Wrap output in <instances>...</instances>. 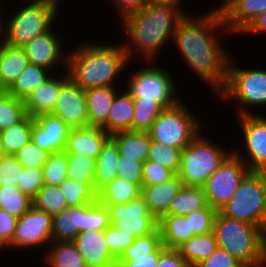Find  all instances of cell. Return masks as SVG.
I'll list each match as a JSON object with an SVG mask.
<instances>
[{"label": "cell", "mask_w": 266, "mask_h": 267, "mask_svg": "<svg viewBox=\"0 0 266 267\" xmlns=\"http://www.w3.org/2000/svg\"><path fill=\"white\" fill-rule=\"evenodd\" d=\"M191 16L186 14L179 21L172 41L186 64L219 94L226 84L231 56L221 44L217 30H229L218 7L206 15Z\"/></svg>", "instance_id": "1"}, {"label": "cell", "mask_w": 266, "mask_h": 267, "mask_svg": "<svg viewBox=\"0 0 266 267\" xmlns=\"http://www.w3.org/2000/svg\"><path fill=\"white\" fill-rule=\"evenodd\" d=\"M180 10L171 5L149 2L138 12L123 18L122 25L130 43L127 41L122 45L129 61L135 51L148 61L162 50L166 41L173 38L179 21L186 15Z\"/></svg>", "instance_id": "2"}, {"label": "cell", "mask_w": 266, "mask_h": 267, "mask_svg": "<svg viewBox=\"0 0 266 267\" xmlns=\"http://www.w3.org/2000/svg\"><path fill=\"white\" fill-rule=\"evenodd\" d=\"M69 78L83 90L115 85L119 73L129 64L122 45L85 44L69 51Z\"/></svg>", "instance_id": "3"}, {"label": "cell", "mask_w": 266, "mask_h": 267, "mask_svg": "<svg viewBox=\"0 0 266 267\" xmlns=\"http://www.w3.org/2000/svg\"><path fill=\"white\" fill-rule=\"evenodd\" d=\"M213 232L217 247L229 252L245 267H263L266 232L217 212Z\"/></svg>", "instance_id": "4"}, {"label": "cell", "mask_w": 266, "mask_h": 267, "mask_svg": "<svg viewBox=\"0 0 266 267\" xmlns=\"http://www.w3.org/2000/svg\"><path fill=\"white\" fill-rule=\"evenodd\" d=\"M218 212L266 232V172L250 171Z\"/></svg>", "instance_id": "5"}, {"label": "cell", "mask_w": 266, "mask_h": 267, "mask_svg": "<svg viewBox=\"0 0 266 267\" xmlns=\"http://www.w3.org/2000/svg\"><path fill=\"white\" fill-rule=\"evenodd\" d=\"M200 133L181 151L178 177L185 186L202 187L231 153Z\"/></svg>", "instance_id": "6"}, {"label": "cell", "mask_w": 266, "mask_h": 267, "mask_svg": "<svg viewBox=\"0 0 266 267\" xmlns=\"http://www.w3.org/2000/svg\"><path fill=\"white\" fill-rule=\"evenodd\" d=\"M28 5L11 16L6 25V43L22 47L52 29L59 4L50 0H26Z\"/></svg>", "instance_id": "7"}, {"label": "cell", "mask_w": 266, "mask_h": 267, "mask_svg": "<svg viewBox=\"0 0 266 267\" xmlns=\"http://www.w3.org/2000/svg\"><path fill=\"white\" fill-rule=\"evenodd\" d=\"M182 101L164 109L148 131L151 140L183 150L199 134L201 122Z\"/></svg>", "instance_id": "8"}, {"label": "cell", "mask_w": 266, "mask_h": 267, "mask_svg": "<svg viewBox=\"0 0 266 267\" xmlns=\"http://www.w3.org/2000/svg\"><path fill=\"white\" fill-rule=\"evenodd\" d=\"M110 225L109 212L98 201L78 207H67L52 216V241L73 242L81 231L105 230Z\"/></svg>", "instance_id": "9"}, {"label": "cell", "mask_w": 266, "mask_h": 267, "mask_svg": "<svg viewBox=\"0 0 266 267\" xmlns=\"http://www.w3.org/2000/svg\"><path fill=\"white\" fill-rule=\"evenodd\" d=\"M233 62L231 57L226 84L218 96L235 99L240 106L238 116L255 114L248 112L247 107L266 104V70L238 69L237 66L234 67Z\"/></svg>", "instance_id": "10"}, {"label": "cell", "mask_w": 266, "mask_h": 267, "mask_svg": "<svg viewBox=\"0 0 266 267\" xmlns=\"http://www.w3.org/2000/svg\"><path fill=\"white\" fill-rule=\"evenodd\" d=\"M173 79L167 70L148 66L133 73L125 89L133 99L156 101L167 109L176 106L182 100L177 97Z\"/></svg>", "instance_id": "11"}, {"label": "cell", "mask_w": 266, "mask_h": 267, "mask_svg": "<svg viewBox=\"0 0 266 267\" xmlns=\"http://www.w3.org/2000/svg\"><path fill=\"white\" fill-rule=\"evenodd\" d=\"M241 155L239 150H232L202 186L208 205L216 211L233 197L241 181L250 172Z\"/></svg>", "instance_id": "12"}, {"label": "cell", "mask_w": 266, "mask_h": 267, "mask_svg": "<svg viewBox=\"0 0 266 267\" xmlns=\"http://www.w3.org/2000/svg\"><path fill=\"white\" fill-rule=\"evenodd\" d=\"M109 212L110 225L134 238L148 235L158 228V220L150 213L140 195L126 204H102Z\"/></svg>", "instance_id": "13"}, {"label": "cell", "mask_w": 266, "mask_h": 267, "mask_svg": "<svg viewBox=\"0 0 266 267\" xmlns=\"http://www.w3.org/2000/svg\"><path fill=\"white\" fill-rule=\"evenodd\" d=\"M52 242V216L33 206L17 219L15 234L9 247L29 248Z\"/></svg>", "instance_id": "14"}, {"label": "cell", "mask_w": 266, "mask_h": 267, "mask_svg": "<svg viewBox=\"0 0 266 267\" xmlns=\"http://www.w3.org/2000/svg\"><path fill=\"white\" fill-rule=\"evenodd\" d=\"M51 114L62 119L71 129L89 127L85 90L69 78L60 87Z\"/></svg>", "instance_id": "15"}, {"label": "cell", "mask_w": 266, "mask_h": 267, "mask_svg": "<svg viewBox=\"0 0 266 267\" xmlns=\"http://www.w3.org/2000/svg\"><path fill=\"white\" fill-rule=\"evenodd\" d=\"M240 117L245 149L250 171L266 172V117L262 114H248Z\"/></svg>", "instance_id": "16"}, {"label": "cell", "mask_w": 266, "mask_h": 267, "mask_svg": "<svg viewBox=\"0 0 266 267\" xmlns=\"http://www.w3.org/2000/svg\"><path fill=\"white\" fill-rule=\"evenodd\" d=\"M71 128L53 114L34 118L31 141L39 148L51 153L65 151Z\"/></svg>", "instance_id": "17"}, {"label": "cell", "mask_w": 266, "mask_h": 267, "mask_svg": "<svg viewBox=\"0 0 266 267\" xmlns=\"http://www.w3.org/2000/svg\"><path fill=\"white\" fill-rule=\"evenodd\" d=\"M58 38L56 33L50 29L46 33L36 36L23 45L22 47L29 62L36 66L46 68L47 70L54 69L55 64L59 65L62 62V65L66 68L68 54L65 55V53H63V45L60 38Z\"/></svg>", "instance_id": "18"}, {"label": "cell", "mask_w": 266, "mask_h": 267, "mask_svg": "<svg viewBox=\"0 0 266 267\" xmlns=\"http://www.w3.org/2000/svg\"><path fill=\"white\" fill-rule=\"evenodd\" d=\"M87 267H116L106 243L104 230L81 231L73 241Z\"/></svg>", "instance_id": "19"}, {"label": "cell", "mask_w": 266, "mask_h": 267, "mask_svg": "<svg viewBox=\"0 0 266 267\" xmlns=\"http://www.w3.org/2000/svg\"><path fill=\"white\" fill-rule=\"evenodd\" d=\"M224 23L230 33L242 31L266 10V0H224L219 6Z\"/></svg>", "instance_id": "20"}, {"label": "cell", "mask_w": 266, "mask_h": 267, "mask_svg": "<svg viewBox=\"0 0 266 267\" xmlns=\"http://www.w3.org/2000/svg\"><path fill=\"white\" fill-rule=\"evenodd\" d=\"M111 138L103 128L85 127L71 129L66 154H79L96 160L103 146Z\"/></svg>", "instance_id": "21"}, {"label": "cell", "mask_w": 266, "mask_h": 267, "mask_svg": "<svg viewBox=\"0 0 266 267\" xmlns=\"http://www.w3.org/2000/svg\"><path fill=\"white\" fill-rule=\"evenodd\" d=\"M63 72L65 75L58 78L51 76L24 99L25 111L30 117L35 118L53 112L60 87L69 79L68 72Z\"/></svg>", "instance_id": "22"}, {"label": "cell", "mask_w": 266, "mask_h": 267, "mask_svg": "<svg viewBox=\"0 0 266 267\" xmlns=\"http://www.w3.org/2000/svg\"><path fill=\"white\" fill-rule=\"evenodd\" d=\"M182 186V181L176 174L170 180L160 184L142 185L141 196L148 205L150 213L159 220L168 212L171 201Z\"/></svg>", "instance_id": "23"}, {"label": "cell", "mask_w": 266, "mask_h": 267, "mask_svg": "<svg viewBox=\"0 0 266 267\" xmlns=\"http://www.w3.org/2000/svg\"><path fill=\"white\" fill-rule=\"evenodd\" d=\"M116 90L114 86L85 90L89 127L103 128L106 131L107 116L118 94Z\"/></svg>", "instance_id": "24"}, {"label": "cell", "mask_w": 266, "mask_h": 267, "mask_svg": "<svg viewBox=\"0 0 266 267\" xmlns=\"http://www.w3.org/2000/svg\"><path fill=\"white\" fill-rule=\"evenodd\" d=\"M29 63L23 47L0 46V91H7Z\"/></svg>", "instance_id": "25"}, {"label": "cell", "mask_w": 266, "mask_h": 267, "mask_svg": "<svg viewBox=\"0 0 266 267\" xmlns=\"http://www.w3.org/2000/svg\"><path fill=\"white\" fill-rule=\"evenodd\" d=\"M111 139L118 148L119 155L140 162L148 160L151 137L144 131H121L111 134Z\"/></svg>", "instance_id": "26"}, {"label": "cell", "mask_w": 266, "mask_h": 267, "mask_svg": "<svg viewBox=\"0 0 266 267\" xmlns=\"http://www.w3.org/2000/svg\"><path fill=\"white\" fill-rule=\"evenodd\" d=\"M158 228L162 244L169 249H177L195 235L184 215H164L158 220Z\"/></svg>", "instance_id": "27"}, {"label": "cell", "mask_w": 266, "mask_h": 267, "mask_svg": "<svg viewBox=\"0 0 266 267\" xmlns=\"http://www.w3.org/2000/svg\"><path fill=\"white\" fill-rule=\"evenodd\" d=\"M120 94L119 91L107 116L106 132L110 135L132 130L134 99L127 91Z\"/></svg>", "instance_id": "28"}, {"label": "cell", "mask_w": 266, "mask_h": 267, "mask_svg": "<svg viewBox=\"0 0 266 267\" xmlns=\"http://www.w3.org/2000/svg\"><path fill=\"white\" fill-rule=\"evenodd\" d=\"M118 158L119 152L117 145L110 138L95 160L94 190L96 192L117 178L116 164Z\"/></svg>", "instance_id": "29"}, {"label": "cell", "mask_w": 266, "mask_h": 267, "mask_svg": "<svg viewBox=\"0 0 266 267\" xmlns=\"http://www.w3.org/2000/svg\"><path fill=\"white\" fill-rule=\"evenodd\" d=\"M207 198L203 187L183 185L171 201L165 215H187L193 211L206 208Z\"/></svg>", "instance_id": "30"}, {"label": "cell", "mask_w": 266, "mask_h": 267, "mask_svg": "<svg viewBox=\"0 0 266 267\" xmlns=\"http://www.w3.org/2000/svg\"><path fill=\"white\" fill-rule=\"evenodd\" d=\"M216 249L217 241L213 231L194 235L177 248L190 267H194L202 260L208 258Z\"/></svg>", "instance_id": "31"}, {"label": "cell", "mask_w": 266, "mask_h": 267, "mask_svg": "<svg viewBox=\"0 0 266 267\" xmlns=\"http://www.w3.org/2000/svg\"><path fill=\"white\" fill-rule=\"evenodd\" d=\"M141 195V188L132 182L115 178L97 192L101 204H126Z\"/></svg>", "instance_id": "32"}, {"label": "cell", "mask_w": 266, "mask_h": 267, "mask_svg": "<svg viewBox=\"0 0 266 267\" xmlns=\"http://www.w3.org/2000/svg\"><path fill=\"white\" fill-rule=\"evenodd\" d=\"M51 76L50 71L46 68L29 63L7 92L15 98L24 100Z\"/></svg>", "instance_id": "33"}, {"label": "cell", "mask_w": 266, "mask_h": 267, "mask_svg": "<svg viewBox=\"0 0 266 267\" xmlns=\"http://www.w3.org/2000/svg\"><path fill=\"white\" fill-rule=\"evenodd\" d=\"M52 244V246H51ZM52 249L45 253L47 266L50 267H87L85 259L79 253L74 242H56L50 243Z\"/></svg>", "instance_id": "34"}, {"label": "cell", "mask_w": 266, "mask_h": 267, "mask_svg": "<svg viewBox=\"0 0 266 267\" xmlns=\"http://www.w3.org/2000/svg\"><path fill=\"white\" fill-rule=\"evenodd\" d=\"M34 118L28 114L18 123L0 131L5 155H14L31 140Z\"/></svg>", "instance_id": "35"}, {"label": "cell", "mask_w": 266, "mask_h": 267, "mask_svg": "<svg viewBox=\"0 0 266 267\" xmlns=\"http://www.w3.org/2000/svg\"><path fill=\"white\" fill-rule=\"evenodd\" d=\"M31 207L32 199L24 194L18 186H0V209L6 210L16 218H20Z\"/></svg>", "instance_id": "36"}, {"label": "cell", "mask_w": 266, "mask_h": 267, "mask_svg": "<svg viewBox=\"0 0 266 267\" xmlns=\"http://www.w3.org/2000/svg\"><path fill=\"white\" fill-rule=\"evenodd\" d=\"M32 206L51 216L61 213L68 205L59 186L44 185L32 198Z\"/></svg>", "instance_id": "37"}, {"label": "cell", "mask_w": 266, "mask_h": 267, "mask_svg": "<svg viewBox=\"0 0 266 267\" xmlns=\"http://www.w3.org/2000/svg\"><path fill=\"white\" fill-rule=\"evenodd\" d=\"M59 188L68 207L84 206L97 201V192L88 183L66 178Z\"/></svg>", "instance_id": "38"}, {"label": "cell", "mask_w": 266, "mask_h": 267, "mask_svg": "<svg viewBox=\"0 0 266 267\" xmlns=\"http://www.w3.org/2000/svg\"><path fill=\"white\" fill-rule=\"evenodd\" d=\"M26 115L24 100L0 91V131L20 122Z\"/></svg>", "instance_id": "39"}, {"label": "cell", "mask_w": 266, "mask_h": 267, "mask_svg": "<svg viewBox=\"0 0 266 267\" xmlns=\"http://www.w3.org/2000/svg\"><path fill=\"white\" fill-rule=\"evenodd\" d=\"M95 159L79 154H67V178L88 183L94 189Z\"/></svg>", "instance_id": "40"}, {"label": "cell", "mask_w": 266, "mask_h": 267, "mask_svg": "<svg viewBox=\"0 0 266 267\" xmlns=\"http://www.w3.org/2000/svg\"><path fill=\"white\" fill-rule=\"evenodd\" d=\"M164 108L156 101L134 99L132 131L148 132Z\"/></svg>", "instance_id": "41"}, {"label": "cell", "mask_w": 266, "mask_h": 267, "mask_svg": "<svg viewBox=\"0 0 266 267\" xmlns=\"http://www.w3.org/2000/svg\"><path fill=\"white\" fill-rule=\"evenodd\" d=\"M181 149L163 145L161 142L151 140L148 160L159 163L178 174L180 169Z\"/></svg>", "instance_id": "42"}, {"label": "cell", "mask_w": 266, "mask_h": 267, "mask_svg": "<svg viewBox=\"0 0 266 267\" xmlns=\"http://www.w3.org/2000/svg\"><path fill=\"white\" fill-rule=\"evenodd\" d=\"M67 178V154L65 151L51 153L43 166L46 186H59Z\"/></svg>", "instance_id": "43"}, {"label": "cell", "mask_w": 266, "mask_h": 267, "mask_svg": "<svg viewBox=\"0 0 266 267\" xmlns=\"http://www.w3.org/2000/svg\"><path fill=\"white\" fill-rule=\"evenodd\" d=\"M162 245L159 228L154 232L134 239L127 249L119 257H141L154 253Z\"/></svg>", "instance_id": "44"}, {"label": "cell", "mask_w": 266, "mask_h": 267, "mask_svg": "<svg viewBox=\"0 0 266 267\" xmlns=\"http://www.w3.org/2000/svg\"><path fill=\"white\" fill-rule=\"evenodd\" d=\"M217 212L208 205L206 208L185 215L186 218H189L190 232L195 235L212 232Z\"/></svg>", "instance_id": "45"}, {"label": "cell", "mask_w": 266, "mask_h": 267, "mask_svg": "<svg viewBox=\"0 0 266 267\" xmlns=\"http://www.w3.org/2000/svg\"><path fill=\"white\" fill-rule=\"evenodd\" d=\"M49 154V152L39 148L30 140L14 154V157L24 168H43L44 164L47 162Z\"/></svg>", "instance_id": "46"}, {"label": "cell", "mask_w": 266, "mask_h": 267, "mask_svg": "<svg viewBox=\"0 0 266 267\" xmlns=\"http://www.w3.org/2000/svg\"><path fill=\"white\" fill-rule=\"evenodd\" d=\"M17 186L32 199L44 186L43 168L23 167L20 182L17 183Z\"/></svg>", "instance_id": "47"}, {"label": "cell", "mask_w": 266, "mask_h": 267, "mask_svg": "<svg viewBox=\"0 0 266 267\" xmlns=\"http://www.w3.org/2000/svg\"><path fill=\"white\" fill-rule=\"evenodd\" d=\"M104 236L111 255L117 259L121 253L134 242V237L126 234L123 230H117L113 225H109L104 230Z\"/></svg>", "instance_id": "48"}, {"label": "cell", "mask_w": 266, "mask_h": 267, "mask_svg": "<svg viewBox=\"0 0 266 267\" xmlns=\"http://www.w3.org/2000/svg\"><path fill=\"white\" fill-rule=\"evenodd\" d=\"M116 168L117 178L135 183L140 188L142 187L143 162L130 158H123V156L119 155Z\"/></svg>", "instance_id": "49"}, {"label": "cell", "mask_w": 266, "mask_h": 267, "mask_svg": "<svg viewBox=\"0 0 266 267\" xmlns=\"http://www.w3.org/2000/svg\"><path fill=\"white\" fill-rule=\"evenodd\" d=\"M176 174L159 163L146 160L143 163L142 185H156L166 182L173 178Z\"/></svg>", "instance_id": "50"}, {"label": "cell", "mask_w": 266, "mask_h": 267, "mask_svg": "<svg viewBox=\"0 0 266 267\" xmlns=\"http://www.w3.org/2000/svg\"><path fill=\"white\" fill-rule=\"evenodd\" d=\"M23 166L14 155H4L0 158V186L16 185L20 182Z\"/></svg>", "instance_id": "51"}, {"label": "cell", "mask_w": 266, "mask_h": 267, "mask_svg": "<svg viewBox=\"0 0 266 267\" xmlns=\"http://www.w3.org/2000/svg\"><path fill=\"white\" fill-rule=\"evenodd\" d=\"M194 267H245L238 259L226 250L217 249Z\"/></svg>", "instance_id": "52"}, {"label": "cell", "mask_w": 266, "mask_h": 267, "mask_svg": "<svg viewBox=\"0 0 266 267\" xmlns=\"http://www.w3.org/2000/svg\"><path fill=\"white\" fill-rule=\"evenodd\" d=\"M166 249L162 244L154 253L141 257H118L116 267H157L160 255Z\"/></svg>", "instance_id": "53"}, {"label": "cell", "mask_w": 266, "mask_h": 267, "mask_svg": "<svg viewBox=\"0 0 266 267\" xmlns=\"http://www.w3.org/2000/svg\"><path fill=\"white\" fill-rule=\"evenodd\" d=\"M17 219L6 210L0 209V249L11 243L15 234Z\"/></svg>", "instance_id": "54"}, {"label": "cell", "mask_w": 266, "mask_h": 267, "mask_svg": "<svg viewBox=\"0 0 266 267\" xmlns=\"http://www.w3.org/2000/svg\"><path fill=\"white\" fill-rule=\"evenodd\" d=\"M157 267H190L177 249L166 248L160 255Z\"/></svg>", "instance_id": "55"}, {"label": "cell", "mask_w": 266, "mask_h": 267, "mask_svg": "<svg viewBox=\"0 0 266 267\" xmlns=\"http://www.w3.org/2000/svg\"><path fill=\"white\" fill-rule=\"evenodd\" d=\"M113 3L115 7L117 6L116 10H118L117 12L122 20L126 16L144 8L149 3V0H114Z\"/></svg>", "instance_id": "56"}, {"label": "cell", "mask_w": 266, "mask_h": 267, "mask_svg": "<svg viewBox=\"0 0 266 267\" xmlns=\"http://www.w3.org/2000/svg\"><path fill=\"white\" fill-rule=\"evenodd\" d=\"M266 33V10L257 16L243 31L242 33Z\"/></svg>", "instance_id": "57"}, {"label": "cell", "mask_w": 266, "mask_h": 267, "mask_svg": "<svg viewBox=\"0 0 266 267\" xmlns=\"http://www.w3.org/2000/svg\"><path fill=\"white\" fill-rule=\"evenodd\" d=\"M149 2L160 5H171L176 8H178L179 7L178 4H180V0H149Z\"/></svg>", "instance_id": "58"}, {"label": "cell", "mask_w": 266, "mask_h": 267, "mask_svg": "<svg viewBox=\"0 0 266 267\" xmlns=\"http://www.w3.org/2000/svg\"><path fill=\"white\" fill-rule=\"evenodd\" d=\"M2 19H0V46H2L4 43H6V24L4 26V23L2 24ZM4 26V27H3ZM2 36V38H1Z\"/></svg>", "instance_id": "59"}, {"label": "cell", "mask_w": 266, "mask_h": 267, "mask_svg": "<svg viewBox=\"0 0 266 267\" xmlns=\"http://www.w3.org/2000/svg\"><path fill=\"white\" fill-rule=\"evenodd\" d=\"M4 149H3V145H2V138H1V135H0V158L2 156H4Z\"/></svg>", "instance_id": "60"}, {"label": "cell", "mask_w": 266, "mask_h": 267, "mask_svg": "<svg viewBox=\"0 0 266 267\" xmlns=\"http://www.w3.org/2000/svg\"><path fill=\"white\" fill-rule=\"evenodd\" d=\"M263 267H266V237H265V245H264V262Z\"/></svg>", "instance_id": "61"}, {"label": "cell", "mask_w": 266, "mask_h": 267, "mask_svg": "<svg viewBox=\"0 0 266 267\" xmlns=\"http://www.w3.org/2000/svg\"><path fill=\"white\" fill-rule=\"evenodd\" d=\"M50 1H53V2H55V3H57V4H59V0H50Z\"/></svg>", "instance_id": "62"}]
</instances>
